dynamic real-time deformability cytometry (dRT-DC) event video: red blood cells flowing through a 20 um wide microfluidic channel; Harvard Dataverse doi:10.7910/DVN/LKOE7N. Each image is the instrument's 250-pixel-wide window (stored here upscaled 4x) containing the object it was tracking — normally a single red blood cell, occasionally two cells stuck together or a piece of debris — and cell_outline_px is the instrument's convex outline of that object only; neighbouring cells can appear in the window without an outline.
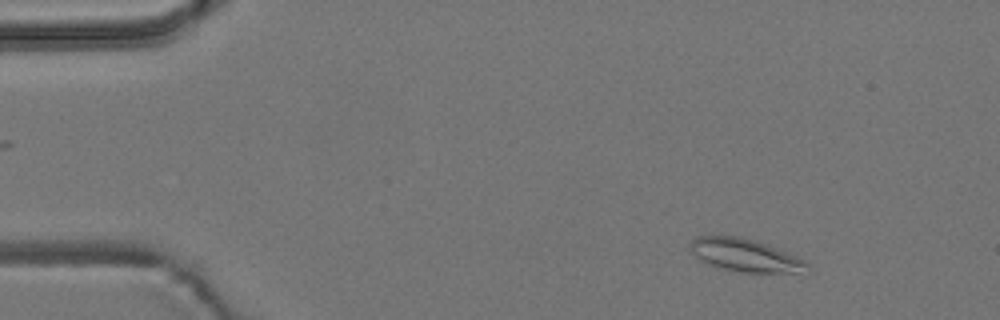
{"species": "common noctule bat (a hibernating species)", "species_latin": "Nyctalus noctula", "temperature_condition": "room temperature", "stored_images_in_passage": 6, "camera_frame_rate_fps": 3000, "um_per_image_px": 0.085, "animal": {"sex": "male", "body_mass_g": 19.2, "forearm_length_mm": 51.8}, "frame": {"image": 1, "passage_image": 1, "time_ms": 0.0, "image_size_px": [1000, 320], "cell_outline_px": [[812, 272], [740, 272], [708, 264], [700, 260], [688, 248], [688, 244], [696, 236], [740, 236], [756, 240], [796, 256], [812, 264]], "centroid_in_image_um": [63.38, 21.69], "position_along_channel_um": 21.6, "area_um2": 22.48}}
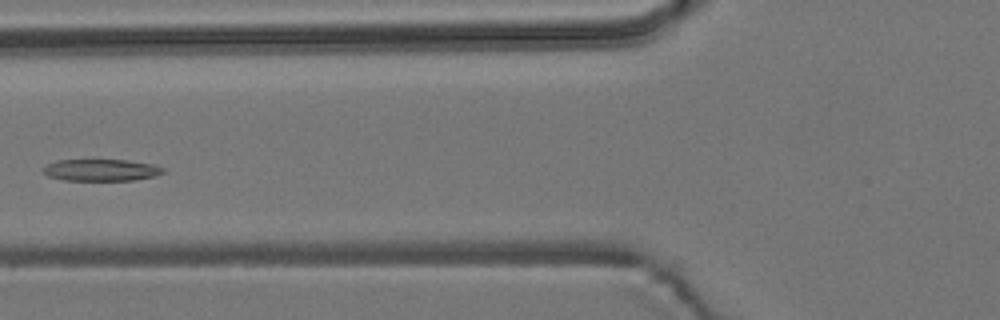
{"frame": {"image": 2, "passage_image": 5, "time_ms": 5.0, "image_size_px": [1000, 320], "cell_outline_px": [[164, 172], [156, 176], [132, 180], [64, 180], [48, 176], [40, 172], [40, 168], [56, 160], [128, 160], [152, 164], [164, 168]], "centroid_in_image_um": [8.54, 14.45], "position_along_channel_um": 117.3, "area_um2": 15.32}}
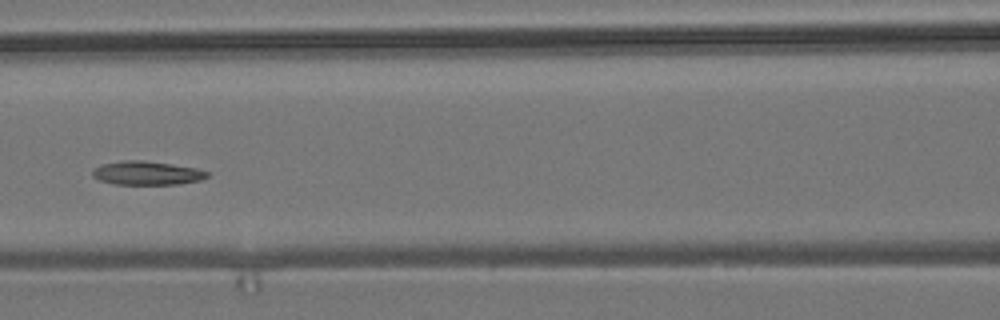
{"frame": {"image": 3, "passage_image": 6, "time_ms": 6.0, "image_size_px": [1000, 320], "cell_outline_px": [[208, 176], [200, 180], [180, 184], [116, 184], [100, 180], [92, 176], [92, 172], [100, 164], [124, 160], [144, 160], [196, 168], [208, 172]], "centroid_in_image_um": [12.48, 14.7], "position_along_channel_um": 154.1, "area_um2": 15.72}}